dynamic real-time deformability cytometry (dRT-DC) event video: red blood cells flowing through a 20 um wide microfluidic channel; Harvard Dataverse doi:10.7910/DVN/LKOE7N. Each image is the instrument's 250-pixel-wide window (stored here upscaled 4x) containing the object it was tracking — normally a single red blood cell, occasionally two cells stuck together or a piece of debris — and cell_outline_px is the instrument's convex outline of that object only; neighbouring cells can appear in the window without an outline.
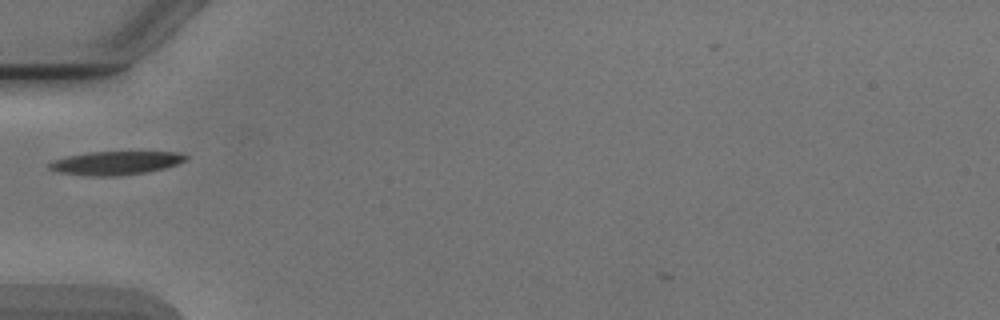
{"species": "Egyptian fruit bat (a non-hibernating species)", "species_latin": "Rousettus aegyptiacus", "temperature_condition": "cold", "stored_images_in_passage": 1, "camera_frame_rate_fps": 3000, "um_per_image_px": 0.085, "animal": {"sex": "male"}, "frame": {"image": 1, "passage_image": 1, "time_ms": 0.0, "image_size_px": [1000, 320], "cell_outline_px": [[188, 156], [184, 160], [176, 164], [164, 168], [144, 172], [116, 176], [92, 176], [60, 172], [48, 168], [48, 164], [52, 160], [68, 156], [88, 152], [176, 152]], "centroid_in_image_um": [9.79, 13.85], "position_along_channel_um": 75.2, "area_um2": 18.38}}